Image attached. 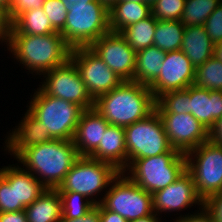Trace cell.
<instances>
[{"label":"cell","mask_w":222,"mask_h":222,"mask_svg":"<svg viewBox=\"0 0 222 222\" xmlns=\"http://www.w3.org/2000/svg\"><path fill=\"white\" fill-rule=\"evenodd\" d=\"M156 99L147 85L123 81L94 100V108L110 124L127 127L155 111Z\"/></svg>","instance_id":"cell-1"},{"label":"cell","mask_w":222,"mask_h":222,"mask_svg":"<svg viewBox=\"0 0 222 222\" xmlns=\"http://www.w3.org/2000/svg\"><path fill=\"white\" fill-rule=\"evenodd\" d=\"M79 157L72 140L53 139L26 148L16 159L47 189H57Z\"/></svg>","instance_id":"cell-2"},{"label":"cell","mask_w":222,"mask_h":222,"mask_svg":"<svg viewBox=\"0 0 222 222\" xmlns=\"http://www.w3.org/2000/svg\"><path fill=\"white\" fill-rule=\"evenodd\" d=\"M28 72L42 75L70 59L72 48L59 32L46 35L10 34L8 49Z\"/></svg>","instance_id":"cell-3"},{"label":"cell","mask_w":222,"mask_h":222,"mask_svg":"<svg viewBox=\"0 0 222 222\" xmlns=\"http://www.w3.org/2000/svg\"><path fill=\"white\" fill-rule=\"evenodd\" d=\"M28 111L49 131L53 139L73 140L76 126L84 109L72 102L47 95L40 87L35 90Z\"/></svg>","instance_id":"cell-4"},{"label":"cell","mask_w":222,"mask_h":222,"mask_svg":"<svg viewBox=\"0 0 222 222\" xmlns=\"http://www.w3.org/2000/svg\"><path fill=\"white\" fill-rule=\"evenodd\" d=\"M185 171L186 155L172 148L161 155L136 159L123 173L153 194L174 183Z\"/></svg>","instance_id":"cell-5"},{"label":"cell","mask_w":222,"mask_h":222,"mask_svg":"<svg viewBox=\"0 0 222 222\" xmlns=\"http://www.w3.org/2000/svg\"><path fill=\"white\" fill-rule=\"evenodd\" d=\"M109 32V10L95 0L87 4H74L70 7L64 29L60 34L73 49L89 47Z\"/></svg>","instance_id":"cell-6"},{"label":"cell","mask_w":222,"mask_h":222,"mask_svg":"<svg viewBox=\"0 0 222 222\" xmlns=\"http://www.w3.org/2000/svg\"><path fill=\"white\" fill-rule=\"evenodd\" d=\"M120 172L111 163L95 160L88 156H80L65 175L57 190L80 193L98 205L99 201L93 196L97 197L103 189L107 190V187Z\"/></svg>","instance_id":"cell-7"},{"label":"cell","mask_w":222,"mask_h":222,"mask_svg":"<svg viewBox=\"0 0 222 222\" xmlns=\"http://www.w3.org/2000/svg\"><path fill=\"white\" fill-rule=\"evenodd\" d=\"M96 199L106 210L118 213L128 222L153 213L152 194L140 188L123 172L111 182L104 197Z\"/></svg>","instance_id":"cell-8"},{"label":"cell","mask_w":222,"mask_h":222,"mask_svg":"<svg viewBox=\"0 0 222 222\" xmlns=\"http://www.w3.org/2000/svg\"><path fill=\"white\" fill-rule=\"evenodd\" d=\"M127 168L136 160L169 152L162 119L155 110L147 118L125 127Z\"/></svg>","instance_id":"cell-9"},{"label":"cell","mask_w":222,"mask_h":222,"mask_svg":"<svg viewBox=\"0 0 222 222\" xmlns=\"http://www.w3.org/2000/svg\"><path fill=\"white\" fill-rule=\"evenodd\" d=\"M186 155V170L192 175L197 194L205 201L222 191V146L207 141Z\"/></svg>","instance_id":"cell-10"},{"label":"cell","mask_w":222,"mask_h":222,"mask_svg":"<svg viewBox=\"0 0 222 222\" xmlns=\"http://www.w3.org/2000/svg\"><path fill=\"white\" fill-rule=\"evenodd\" d=\"M45 78L39 87L50 96L61 98L81 106L84 110L94 108V99L89 94L78 69L69 59L65 64L42 74Z\"/></svg>","instance_id":"cell-11"},{"label":"cell","mask_w":222,"mask_h":222,"mask_svg":"<svg viewBox=\"0 0 222 222\" xmlns=\"http://www.w3.org/2000/svg\"><path fill=\"white\" fill-rule=\"evenodd\" d=\"M70 60L78 69L81 79L94 100L123 82L122 78L113 72L89 47L73 48Z\"/></svg>","instance_id":"cell-12"},{"label":"cell","mask_w":222,"mask_h":222,"mask_svg":"<svg viewBox=\"0 0 222 222\" xmlns=\"http://www.w3.org/2000/svg\"><path fill=\"white\" fill-rule=\"evenodd\" d=\"M89 48L123 81L133 80L136 52L120 33L109 32L93 42Z\"/></svg>","instance_id":"cell-13"},{"label":"cell","mask_w":222,"mask_h":222,"mask_svg":"<svg viewBox=\"0 0 222 222\" xmlns=\"http://www.w3.org/2000/svg\"><path fill=\"white\" fill-rule=\"evenodd\" d=\"M172 148L188 153L208 141V129L190 113H158Z\"/></svg>","instance_id":"cell-14"},{"label":"cell","mask_w":222,"mask_h":222,"mask_svg":"<svg viewBox=\"0 0 222 222\" xmlns=\"http://www.w3.org/2000/svg\"><path fill=\"white\" fill-rule=\"evenodd\" d=\"M195 68L181 51L166 52L159 76L148 86L157 99L169 91L184 90L194 84Z\"/></svg>","instance_id":"cell-15"},{"label":"cell","mask_w":222,"mask_h":222,"mask_svg":"<svg viewBox=\"0 0 222 222\" xmlns=\"http://www.w3.org/2000/svg\"><path fill=\"white\" fill-rule=\"evenodd\" d=\"M153 212L182 211L194 204L204 207V201L197 194L192 175L186 170L174 183L152 194ZM193 204V205H192Z\"/></svg>","instance_id":"cell-16"},{"label":"cell","mask_w":222,"mask_h":222,"mask_svg":"<svg viewBox=\"0 0 222 222\" xmlns=\"http://www.w3.org/2000/svg\"><path fill=\"white\" fill-rule=\"evenodd\" d=\"M18 126L12 130L4 141V151L16 158L28 147L52 141L49 131L45 129L42 122H39L28 110Z\"/></svg>","instance_id":"cell-17"},{"label":"cell","mask_w":222,"mask_h":222,"mask_svg":"<svg viewBox=\"0 0 222 222\" xmlns=\"http://www.w3.org/2000/svg\"><path fill=\"white\" fill-rule=\"evenodd\" d=\"M109 125L95 108L82 112L72 140L79 156H89L99 146Z\"/></svg>","instance_id":"cell-18"},{"label":"cell","mask_w":222,"mask_h":222,"mask_svg":"<svg viewBox=\"0 0 222 222\" xmlns=\"http://www.w3.org/2000/svg\"><path fill=\"white\" fill-rule=\"evenodd\" d=\"M88 157L111 163L119 171L124 172L127 169L125 128L109 125L99 146Z\"/></svg>","instance_id":"cell-19"},{"label":"cell","mask_w":222,"mask_h":222,"mask_svg":"<svg viewBox=\"0 0 222 222\" xmlns=\"http://www.w3.org/2000/svg\"><path fill=\"white\" fill-rule=\"evenodd\" d=\"M189 113L209 130L222 116V91L191 85Z\"/></svg>","instance_id":"cell-20"},{"label":"cell","mask_w":222,"mask_h":222,"mask_svg":"<svg viewBox=\"0 0 222 222\" xmlns=\"http://www.w3.org/2000/svg\"><path fill=\"white\" fill-rule=\"evenodd\" d=\"M0 175L10 185H15L16 204H21L24 208L33 203L46 189L31 172L18 164L0 168Z\"/></svg>","instance_id":"cell-21"},{"label":"cell","mask_w":222,"mask_h":222,"mask_svg":"<svg viewBox=\"0 0 222 222\" xmlns=\"http://www.w3.org/2000/svg\"><path fill=\"white\" fill-rule=\"evenodd\" d=\"M180 50L196 68L214 56L215 45L203 25H190L184 29Z\"/></svg>","instance_id":"cell-22"},{"label":"cell","mask_w":222,"mask_h":222,"mask_svg":"<svg viewBox=\"0 0 222 222\" xmlns=\"http://www.w3.org/2000/svg\"><path fill=\"white\" fill-rule=\"evenodd\" d=\"M152 14L146 3L119 0L109 9L110 32L121 33L126 27L139 22Z\"/></svg>","instance_id":"cell-23"},{"label":"cell","mask_w":222,"mask_h":222,"mask_svg":"<svg viewBox=\"0 0 222 222\" xmlns=\"http://www.w3.org/2000/svg\"><path fill=\"white\" fill-rule=\"evenodd\" d=\"M24 210L28 222H59L62 217V207L58 190L46 188Z\"/></svg>","instance_id":"cell-24"},{"label":"cell","mask_w":222,"mask_h":222,"mask_svg":"<svg viewBox=\"0 0 222 222\" xmlns=\"http://www.w3.org/2000/svg\"><path fill=\"white\" fill-rule=\"evenodd\" d=\"M166 52L149 46L136 52L133 82L149 86L160 74Z\"/></svg>","instance_id":"cell-25"},{"label":"cell","mask_w":222,"mask_h":222,"mask_svg":"<svg viewBox=\"0 0 222 222\" xmlns=\"http://www.w3.org/2000/svg\"><path fill=\"white\" fill-rule=\"evenodd\" d=\"M52 27L50 20L43 11L32 9L21 13L12 23L10 34H28V35H46L56 33Z\"/></svg>","instance_id":"cell-26"},{"label":"cell","mask_w":222,"mask_h":222,"mask_svg":"<svg viewBox=\"0 0 222 222\" xmlns=\"http://www.w3.org/2000/svg\"><path fill=\"white\" fill-rule=\"evenodd\" d=\"M157 20L151 14L149 17L126 27L120 34L126 39L129 46L135 51L154 45V34Z\"/></svg>","instance_id":"cell-27"},{"label":"cell","mask_w":222,"mask_h":222,"mask_svg":"<svg viewBox=\"0 0 222 222\" xmlns=\"http://www.w3.org/2000/svg\"><path fill=\"white\" fill-rule=\"evenodd\" d=\"M184 29L180 20H157L154 46L165 52L180 50Z\"/></svg>","instance_id":"cell-28"},{"label":"cell","mask_w":222,"mask_h":222,"mask_svg":"<svg viewBox=\"0 0 222 222\" xmlns=\"http://www.w3.org/2000/svg\"><path fill=\"white\" fill-rule=\"evenodd\" d=\"M194 85L207 90L222 91V61L212 56L196 67Z\"/></svg>","instance_id":"cell-29"},{"label":"cell","mask_w":222,"mask_h":222,"mask_svg":"<svg viewBox=\"0 0 222 222\" xmlns=\"http://www.w3.org/2000/svg\"><path fill=\"white\" fill-rule=\"evenodd\" d=\"M222 0H186L180 21L186 26L203 25Z\"/></svg>","instance_id":"cell-30"},{"label":"cell","mask_w":222,"mask_h":222,"mask_svg":"<svg viewBox=\"0 0 222 222\" xmlns=\"http://www.w3.org/2000/svg\"><path fill=\"white\" fill-rule=\"evenodd\" d=\"M190 86L184 90L169 91L156 99L155 110L158 113H189Z\"/></svg>","instance_id":"cell-31"},{"label":"cell","mask_w":222,"mask_h":222,"mask_svg":"<svg viewBox=\"0 0 222 222\" xmlns=\"http://www.w3.org/2000/svg\"><path fill=\"white\" fill-rule=\"evenodd\" d=\"M61 198L62 217L78 218L84 216L95 204L84 195L72 191H58Z\"/></svg>","instance_id":"cell-32"},{"label":"cell","mask_w":222,"mask_h":222,"mask_svg":"<svg viewBox=\"0 0 222 222\" xmlns=\"http://www.w3.org/2000/svg\"><path fill=\"white\" fill-rule=\"evenodd\" d=\"M186 0H157L152 6V15L156 20H180Z\"/></svg>","instance_id":"cell-33"},{"label":"cell","mask_w":222,"mask_h":222,"mask_svg":"<svg viewBox=\"0 0 222 222\" xmlns=\"http://www.w3.org/2000/svg\"><path fill=\"white\" fill-rule=\"evenodd\" d=\"M42 9L50 20L52 27L60 33L64 29L68 12L62 1L45 0Z\"/></svg>","instance_id":"cell-34"},{"label":"cell","mask_w":222,"mask_h":222,"mask_svg":"<svg viewBox=\"0 0 222 222\" xmlns=\"http://www.w3.org/2000/svg\"><path fill=\"white\" fill-rule=\"evenodd\" d=\"M24 209L21 204H16L15 185H10L0 175V213L21 211Z\"/></svg>","instance_id":"cell-35"},{"label":"cell","mask_w":222,"mask_h":222,"mask_svg":"<svg viewBox=\"0 0 222 222\" xmlns=\"http://www.w3.org/2000/svg\"><path fill=\"white\" fill-rule=\"evenodd\" d=\"M203 26L214 45L222 42V2L207 18Z\"/></svg>","instance_id":"cell-36"},{"label":"cell","mask_w":222,"mask_h":222,"mask_svg":"<svg viewBox=\"0 0 222 222\" xmlns=\"http://www.w3.org/2000/svg\"><path fill=\"white\" fill-rule=\"evenodd\" d=\"M45 0H10L8 19L12 23L21 13L32 9H39Z\"/></svg>","instance_id":"cell-37"},{"label":"cell","mask_w":222,"mask_h":222,"mask_svg":"<svg viewBox=\"0 0 222 222\" xmlns=\"http://www.w3.org/2000/svg\"><path fill=\"white\" fill-rule=\"evenodd\" d=\"M204 207L212 215L214 222H222V191L207 198Z\"/></svg>","instance_id":"cell-38"},{"label":"cell","mask_w":222,"mask_h":222,"mask_svg":"<svg viewBox=\"0 0 222 222\" xmlns=\"http://www.w3.org/2000/svg\"><path fill=\"white\" fill-rule=\"evenodd\" d=\"M200 211V212H199ZM199 211L186 215H180L173 222H214L212 215L206 210L205 207L199 208Z\"/></svg>","instance_id":"cell-39"},{"label":"cell","mask_w":222,"mask_h":222,"mask_svg":"<svg viewBox=\"0 0 222 222\" xmlns=\"http://www.w3.org/2000/svg\"><path fill=\"white\" fill-rule=\"evenodd\" d=\"M59 222H100L99 204L78 218H60Z\"/></svg>","instance_id":"cell-40"},{"label":"cell","mask_w":222,"mask_h":222,"mask_svg":"<svg viewBox=\"0 0 222 222\" xmlns=\"http://www.w3.org/2000/svg\"><path fill=\"white\" fill-rule=\"evenodd\" d=\"M208 141L213 145L222 146V116L208 130Z\"/></svg>","instance_id":"cell-41"},{"label":"cell","mask_w":222,"mask_h":222,"mask_svg":"<svg viewBox=\"0 0 222 222\" xmlns=\"http://www.w3.org/2000/svg\"><path fill=\"white\" fill-rule=\"evenodd\" d=\"M10 27L11 23L7 14L0 10V41L2 44L3 42L4 44H7V48L9 46Z\"/></svg>","instance_id":"cell-42"},{"label":"cell","mask_w":222,"mask_h":222,"mask_svg":"<svg viewBox=\"0 0 222 222\" xmlns=\"http://www.w3.org/2000/svg\"><path fill=\"white\" fill-rule=\"evenodd\" d=\"M0 222H28L25 210L1 212Z\"/></svg>","instance_id":"cell-43"},{"label":"cell","mask_w":222,"mask_h":222,"mask_svg":"<svg viewBox=\"0 0 222 222\" xmlns=\"http://www.w3.org/2000/svg\"><path fill=\"white\" fill-rule=\"evenodd\" d=\"M99 212H100V222H128L118 213L106 210L101 204H99Z\"/></svg>","instance_id":"cell-44"},{"label":"cell","mask_w":222,"mask_h":222,"mask_svg":"<svg viewBox=\"0 0 222 222\" xmlns=\"http://www.w3.org/2000/svg\"><path fill=\"white\" fill-rule=\"evenodd\" d=\"M161 218L156 213H152L151 215H148L146 217L138 218L133 221L129 222H160Z\"/></svg>","instance_id":"cell-45"},{"label":"cell","mask_w":222,"mask_h":222,"mask_svg":"<svg viewBox=\"0 0 222 222\" xmlns=\"http://www.w3.org/2000/svg\"><path fill=\"white\" fill-rule=\"evenodd\" d=\"M67 10L72 7L74 4H81V3H89L95 0H61Z\"/></svg>","instance_id":"cell-46"},{"label":"cell","mask_w":222,"mask_h":222,"mask_svg":"<svg viewBox=\"0 0 222 222\" xmlns=\"http://www.w3.org/2000/svg\"><path fill=\"white\" fill-rule=\"evenodd\" d=\"M214 56L222 61V42L215 44Z\"/></svg>","instance_id":"cell-47"},{"label":"cell","mask_w":222,"mask_h":222,"mask_svg":"<svg viewBox=\"0 0 222 222\" xmlns=\"http://www.w3.org/2000/svg\"><path fill=\"white\" fill-rule=\"evenodd\" d=\"M108 10L112 8L119 0H98Z\"/></svg>","instance_id":"cell-48"},{"label":"cell","mask_w":222,"mask_h":222,"mask_svg":"<svg viewBox=\"0 0 222 222\" xmlns=\"http://www.w3.org/2000/svg\"><path fill=\"white\" fill-rule=\"evenodd\" d=\"M10 0H0V10L8 15Z\"/></svg>","instance_id":"cell-49"},{"label":"cell","mask_w":222,"mask_h":222,"mask_svg":"<svg viewBox=\"0 0 222 222\" xmlns=\"http://www.w3.org/2000/svg\"><path fill=\"white\" fill-rule=\"evenodd\" d=\"M157 0H145L146 4H149L150 6H152Z\"/></svg>","instance_id":"cell-50"},{"label":"cell","mask_w":222,"mask_h":222,"mask_svg":"<svg viewBox=\"0 0 222 222\" xmlns=\"http://www.w3.org/2000/svg\"><path fill=\"white\" fill-rule=\"evenodd\" d=\"M124 1H133V2L145 3V0H124Z\"/></svg>","instance_id":"cell-51"}]
</instances>
